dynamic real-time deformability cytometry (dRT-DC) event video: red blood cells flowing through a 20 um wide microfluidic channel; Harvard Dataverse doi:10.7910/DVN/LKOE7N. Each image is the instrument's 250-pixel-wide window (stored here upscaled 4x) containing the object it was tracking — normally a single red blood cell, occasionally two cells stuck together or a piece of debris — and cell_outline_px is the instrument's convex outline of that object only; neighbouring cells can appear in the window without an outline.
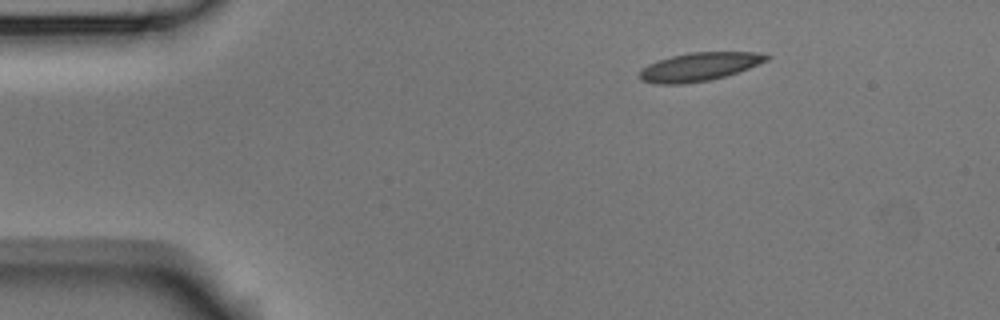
{"species": "Egyptian fruit bat (a non-hibernating species)", "species_latin": "Rousettus aegyptiacus", "temperature_condition": "room temperature", "stored_images_in_passage": 3, "camera_frame_rate_fps": 3000, "um_per_image_px": 0.085, "animal": {"sex": "male"}, "frame": {"image": 1, "passage_image": 1, "time_ms": 0.0, "image_size_px": [1000, 320], "cell_outline_px": [[772, 56], [768, 60], [748, 68], [724, 76], [708, 80], [684, 84], [656, 84], [640, 80], [640, 68], [648, 64], [672, 56], [688, 52], [756, 52]], "centroid_in_image_um": [59.41, 5.67], "position_along_channel_um": 25.6, "area_um2": 20.87}}